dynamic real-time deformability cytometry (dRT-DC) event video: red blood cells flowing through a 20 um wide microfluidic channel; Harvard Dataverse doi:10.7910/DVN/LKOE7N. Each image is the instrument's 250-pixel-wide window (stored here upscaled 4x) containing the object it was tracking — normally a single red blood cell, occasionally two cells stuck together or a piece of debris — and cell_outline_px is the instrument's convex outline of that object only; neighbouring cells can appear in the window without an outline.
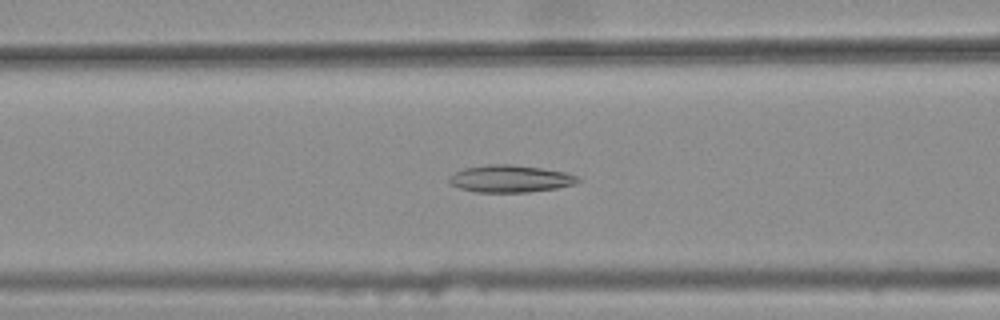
{"species": "common noctule bat (a hibernating species)", "species_latin": "Nyctalus noctula", "temperature_condition": "warm", "stored_images_in_passage": 44, "camera_frame_rate_fps": 3000, "um_per_image_px": 0.085, "animal": {"sex": "female", "body_mass_g": 25.1}, "frame": {"image": 1, "passage_image": 20, "time_ms": 6.333, "image_size_px": [1000, 320], "cell_outline_px": [[580, 180], [576, 184], [556, 188], [528, 192], [476, 192], [460, 188], [452, 184], [448, 180], [448, 176], [464, 168], [488, 164], [512, 164], [540, 168], [564, 172], [576, 176]], "centroid_in_image_um": [43.35, 15.19], "position_along_channel_um": 123.2, "area_um2": 20.29}}
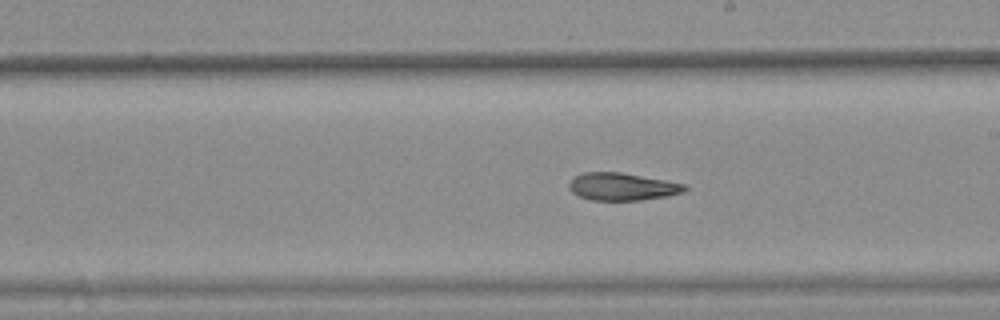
{"frame": {"image": 2, "passage_image": 29, "time_ms": 9.333, "image_size_px": [1000, 320], "cell_outline_px": [[688, 188], [680, 192], [668, 196], [640, 200], [592, 200], [580, 196], [572, 192], [568, 188], [568, 184], [576, 176], [584, 172], [620, 172], [688, 184]], "centroid_in_image_um": [52.9, 15.86], "position_along_channel_um": 236.1, "area_um2": 18.44}}
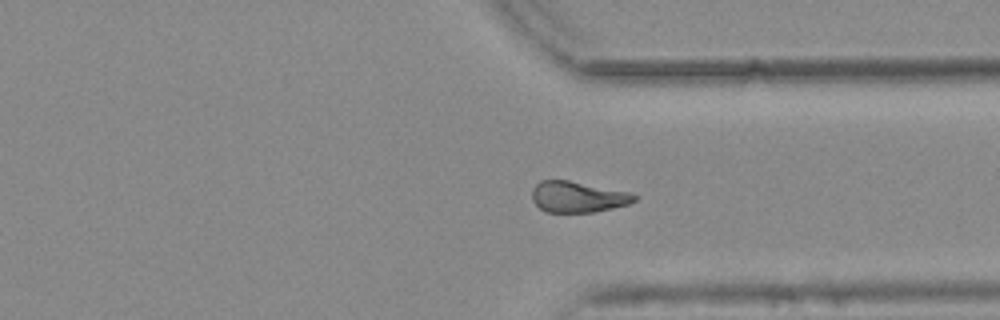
{"frame": {"image": 3, "passage_image": 39, "time_ms": 12.667, "image_size_px": [1000, 320], "cell_outline_px": [[640, 196], [636, 200], [628, 204], [612, 208], [592, 212], [548, 212], [540, 208], [532, 200], [532, 188], [540, 180], [568, 180], [628, 192]], "centroid_in_image_um": [49.1, 16.73], "position_along_channel_um": 362.3, "area_um2": 18.38}, "authors_computed_cell_mechanics": {"area_um2": 19.4497, "velocity_mm_per_s": 3.776, "shape_relaxation_time_tau1_ms": null, "shape_relaxation_time_tau2_ms": 8.5347, "deformation_change_tau1": null, "deformation_change_tau2": 0.1757}}